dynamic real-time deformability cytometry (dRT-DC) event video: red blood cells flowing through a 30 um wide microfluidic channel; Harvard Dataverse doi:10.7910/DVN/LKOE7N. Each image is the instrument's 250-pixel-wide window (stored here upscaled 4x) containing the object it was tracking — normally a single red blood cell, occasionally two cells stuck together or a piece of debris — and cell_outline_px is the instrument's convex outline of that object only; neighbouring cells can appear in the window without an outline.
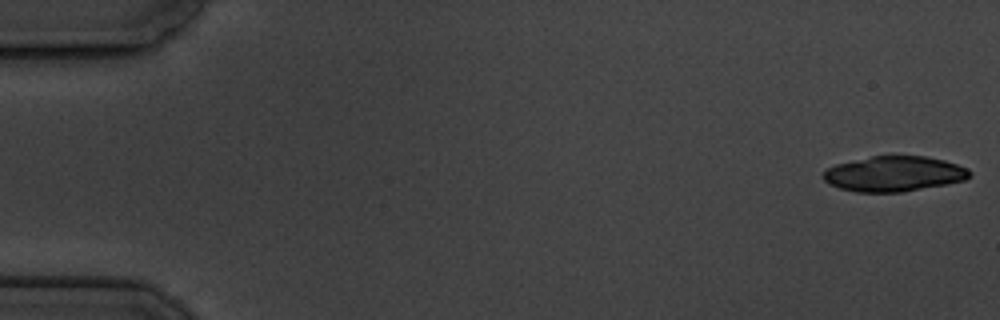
{"species": "common noctule bat (a hibernating species)", "species_latin": "Nyctalus noctula", "temperature_condition": "cold", "stored_images_in_passage": 10, "camera_frame_rate_fps": 3000, "um_per_image_px": 0.085, "animal": {"sex": "male", "body_mass_g": 19.5, "forearm_length_mm": 54.6}, "frame": {"image": 1, "passage_image": 1, "time_ms": 0.0, "image_size_px": [1000, 320], "cell_outline_px": [[972, 172], [964, 180], [948, 184], [904, 192], [856, 192], [840, 188], [828, 184], [820, 176], [828, 168], [836, 164], [872, 156], [924, 156], [944, 160], [968, 168]], "centroid_in_image_um": [75.98, 14.78], "position_along_channel_um": 9.0, "area_um2": 30.11}}